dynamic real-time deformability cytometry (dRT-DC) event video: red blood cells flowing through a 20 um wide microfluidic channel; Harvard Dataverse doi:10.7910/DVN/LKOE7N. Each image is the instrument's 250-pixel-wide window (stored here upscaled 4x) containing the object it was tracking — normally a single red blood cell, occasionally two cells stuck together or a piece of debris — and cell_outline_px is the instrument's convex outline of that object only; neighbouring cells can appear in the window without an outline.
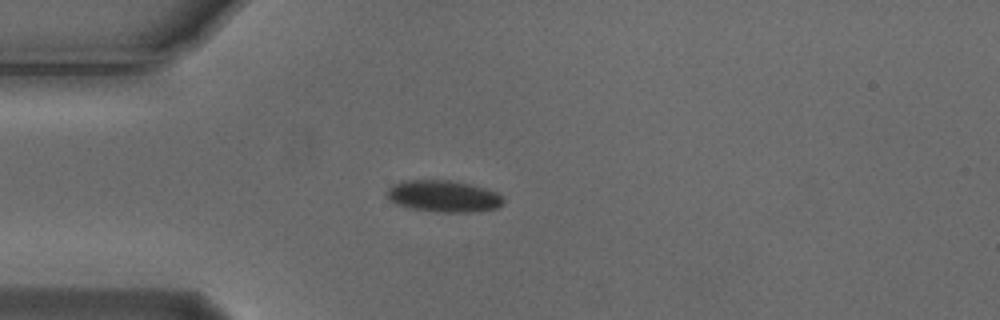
{"species": "Egyptian fruit bat (a non-hibernating species)", "species_latin": "Rousettus aegyptiacus", "temperature_condition": "cold", "stored_images_in_passage": 41, "camera_frame_rate_fps": 3000, "um_per_image_px": 0.085, "animal": {"sex": "male"}, "frame": {"image": 1, "passage_image": 1, "time_ms": 0.0, "image_size_px": [1000, 320], "cell_outline_px": [[504, 204], [496, 208], [480, 212], [436, 212], [412, 208], [396, 204], [388, 200], [388, 188], [392, 184], [400, 180], [452, 180], [488, 188], [504, 196]], "centroid_in_image_um": [37.73, 16.67], "position_along_channel_um": 47.3, "area_um2": 21.91}}
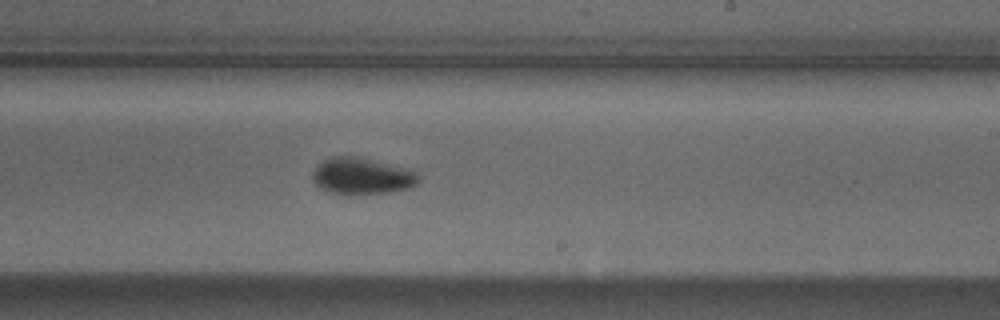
{"frame": {"image": 2, "passage_image": 19, "time_ms": 6.0, "image_size_px": [1000, 320], "cell_outline_px": [[420, 180], [412, 188], [388, 192], [340, 196], [320, 188], [312, 180], [312, 172], [324, 160], [332, 156], [352, 156], [412, 168], [420, 176]], "centroid_in_image_um": [30.8, 14.99], "position_along_channel_um": 258.2, "area_um2": 23.0}}
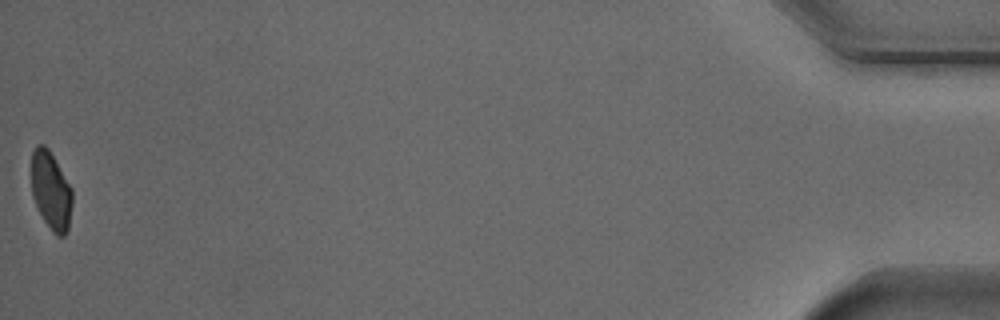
{"frame": {"image": 3, "passage_image": 41, "time_ms": 13.333, "image_size_px": [1000, 320], "cell_outline_px": [[72, 204], [68, 228], [64, 236], [56, 236], [52, 232], [44, 220], [32, 196], [32, 152], [36, 144], [44, 144], [48, 148], [72, 188]], "centroid_in_image_um": [4.34, 16.2], "position_along_channel_um": 430.9, "area_um2": 18.5}, "authors_computed_cell_mechanics": {"area_um2": 21.5016, "velocity_mm_per_s": 3.7582, "shape_relaxation_time_tau1_ms": 1.8995, "shape_relaxation_time_tau2_ms": null, "deformation_change_tau1": 0.0886, "deformation_change_tau2": null}}